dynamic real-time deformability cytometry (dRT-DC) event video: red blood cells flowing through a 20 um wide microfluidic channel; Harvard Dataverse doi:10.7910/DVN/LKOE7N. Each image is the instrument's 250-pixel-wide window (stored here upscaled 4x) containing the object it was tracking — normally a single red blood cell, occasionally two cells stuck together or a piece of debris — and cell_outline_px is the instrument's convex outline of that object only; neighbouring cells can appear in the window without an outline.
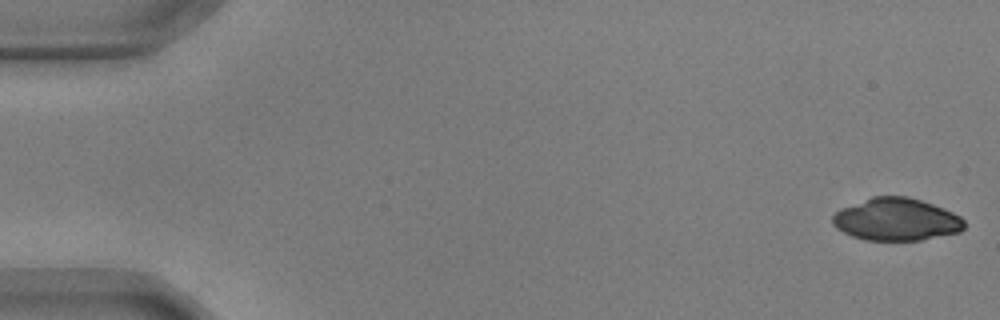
{"species": "common noctule bat (a hibernating species)", "species_latin": "Nyctalus noctula", "temperature_condition": "warm", "stored_images_in_passage": 12, "camera_frame_rate_fps": 3000, "um_per_image_px": 0.085, "animal": {"sex": "male", "body_mass_g": 17.9, "forearm_length_mm": 54.2}, "frame": {"image": 1, "passage_image": 1, "time_ms": 0.0, "image_size_px": [1000, 320], "cell_outline_px": [[964, 228], [960, 232], [920, 240], [864, 240], [852, 236], [836, 228], [832, 224], [832, 216], [840, 208], [872, 196], [908, 196], [932, 204], [952, 212], [960, 216], [964, 220]], "centroid_in_image_um": [76.16, 18.65], "position_along_channel_um": 8.8, "area_um2": 32.6}}